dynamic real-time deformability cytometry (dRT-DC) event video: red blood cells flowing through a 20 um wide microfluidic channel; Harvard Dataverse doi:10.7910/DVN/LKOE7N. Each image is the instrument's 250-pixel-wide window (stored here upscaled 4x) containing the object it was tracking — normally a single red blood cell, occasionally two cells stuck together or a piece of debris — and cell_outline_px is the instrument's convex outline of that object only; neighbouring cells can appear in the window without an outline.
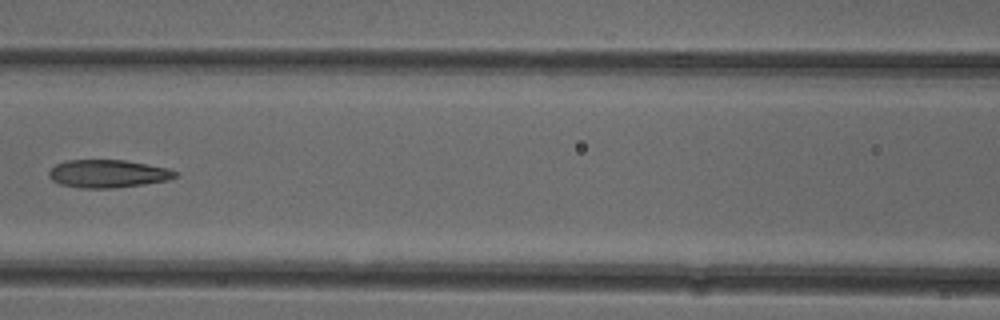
{"species": "common noctule bat (a hibernating species)", "species_latin": "Nyctalus noctula", "temperature_condition": "cold", "stored_images_in_passage": 7, "camera_frame_rate_fps": 3000, "um_per_image_px": 0.085, "animal": {"sex": "female"}, "frame": {"image": 1, "passage_image": 6, "time_ms": 6.667, "image_size_px": [1000, 320], "cell_outline_px": [[180, 172], [176, 176], [168, 180], [144, 184], [112, 188], [80, 188], [60, 184], [52, 180], [48, 176], [48, 172], [56, 164], [64, 160], [124, 160], [148, 164], [168, 168]], "centroid_in_image_um": [9.17, 14.76], "position_along_channel_um": 157.4, "area_um2": 20.63}}
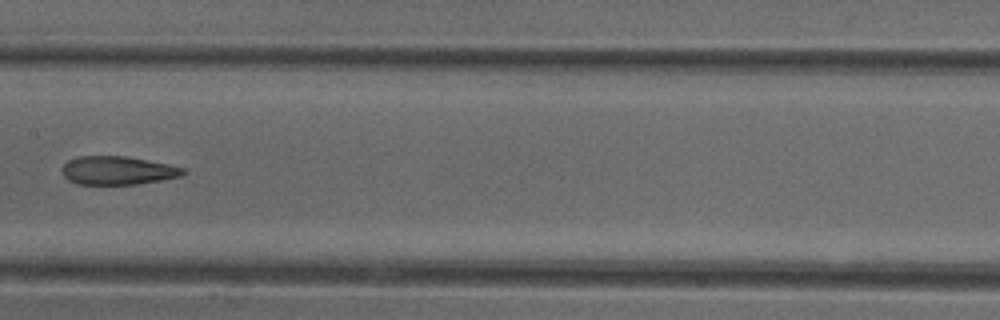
{"frame": {"image": 2, "passage_image": 7, "time_ms": 7.667, "image_size_px": [1000, 320], "cell_outline_px": [[188, 172], [180, 176], [160, 180], [136, 184], [76, 184], [68, 180], [64, 176], [64, 164], [68, 160], [80, 156], [124, 156], [168, 164], [184, 168]], "centroid_in_image_um": [10.01, 14.49], "position_along_channel_um": 197.4, "area_um2": 19.83}}